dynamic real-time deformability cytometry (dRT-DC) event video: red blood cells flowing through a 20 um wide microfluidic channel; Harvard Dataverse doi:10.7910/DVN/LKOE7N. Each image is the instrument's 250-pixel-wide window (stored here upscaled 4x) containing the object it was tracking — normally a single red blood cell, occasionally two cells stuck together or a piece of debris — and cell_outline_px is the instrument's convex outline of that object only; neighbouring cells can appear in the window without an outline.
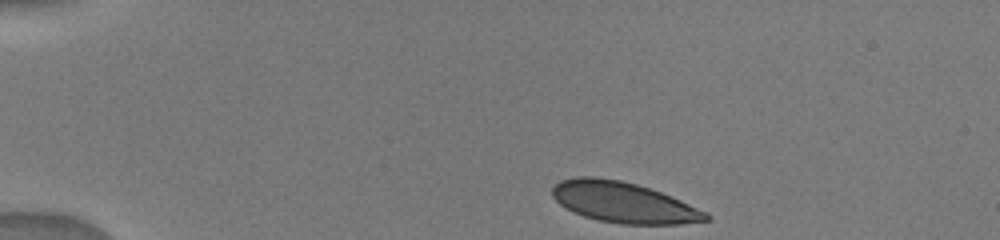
{"species": "human", "species_latin": "Homo sapiens", "temperature_condition": "warm", "stored_images_in_passage": 4, "camera_frame_rate_fps": 3000, "um_per_image_px": 0.085, "donor": {"sex": "male"}, "frame": {"image": 1, "passage_image": 1, "time_ms": 0.0, "image_size_px": [1000, 240], "cell_outline_px": [[712, 220], [680, 224], [620, 224], [596, 220], [572, 212], [564, 208], [552, 196], [552, 188], [560, 180], [576, 176], [592, 176], [620, 180], [636, 184], [672, 196], [708, 212], [712, 216]], "centroid_in_image_um": [53.01, 17.21], "position_along_channel_um": 32.0, "area_um2": 36.76}}